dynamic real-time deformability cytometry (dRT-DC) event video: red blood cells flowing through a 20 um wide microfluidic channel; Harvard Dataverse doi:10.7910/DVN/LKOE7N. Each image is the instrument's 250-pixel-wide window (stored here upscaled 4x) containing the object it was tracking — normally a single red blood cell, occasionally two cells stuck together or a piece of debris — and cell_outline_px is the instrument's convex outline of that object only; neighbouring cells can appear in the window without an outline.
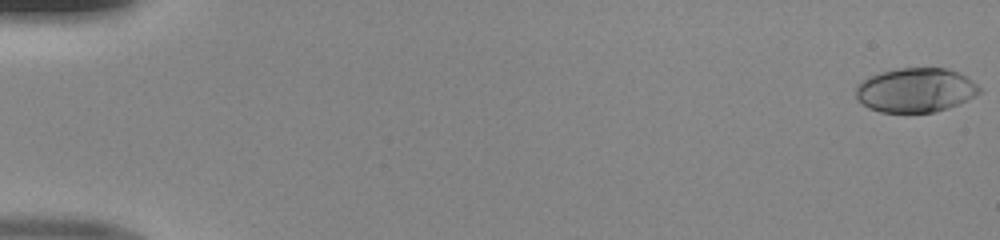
{"species": "human", "species_latin": "Homo sapiens", "temperature_condition": "room temperature", "stored_images_in_passage": 50, "camera_frame_rate_fps": 3000, "um_per_image_px": 0.085, "donor": {"sex": "male"}, "frame": {"image": 1, "passage_image": 1, "time_ms": 0.0, "image_size_px": [1000, 240], "cell_outline_px": [[980, 92], [976, 96], [960, 104], [936, 112], [880, 112], [868, 108], [856, 96], [856, 88], [864, 80], [880, 72], [900, 68], [948, 68], [972, 80], [980, 88]], "centroid_in_image_um": [77.86, 7.67], "position_along_channel_um": 7.1, "area_um2": 31.67}}
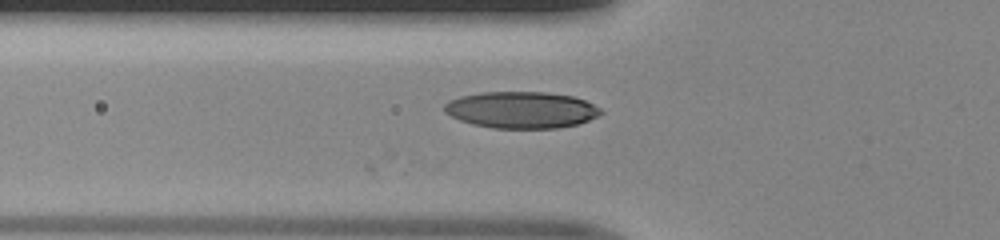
{"frame": {"image": 2, "passage_image": 19, "time_ms": 6.0, "image_size_px": [1000, 240], "cell_outline_px": [[604, 112], [580, 124], [560, 128], [492, 128], [472, 124], [460, 120], [444, 112], [444, 104], [448, 100], [460, 96], [484, 92], [548, 92], [572, 96], [584, 100], [600, 108]], "centroid_in_image_um": [44.31, 9.34], "position_along_channel_um": 81.5, "area_um2": 33.47}}
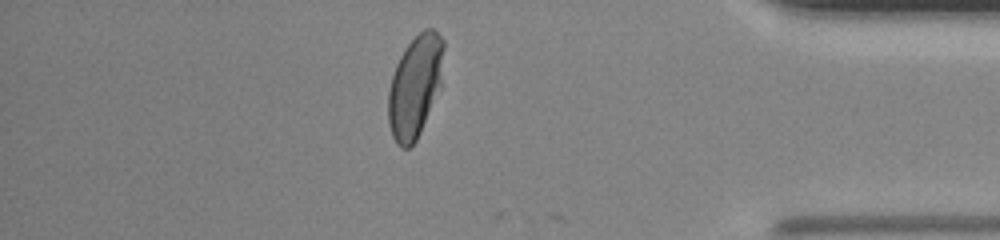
{"frame": {"image": 3, "passage_image": 44, "time_ms": 14.333, "image_size_px": [1000, 240], "cell_outline_px": [[444, 48], [440, 88], [420, 132], [416, 140], [408, 148], [400, 148], [396, 144], [392, 136], [388, 124], [388, 92], [392, 76], [396, 64], [404, 48], [424, 28], [432, 28], [444, 40]], "centroid_in_image_um": [35.26, 7.34], "position_along_channel_um": 399.9, "area_um2": 32.95}}